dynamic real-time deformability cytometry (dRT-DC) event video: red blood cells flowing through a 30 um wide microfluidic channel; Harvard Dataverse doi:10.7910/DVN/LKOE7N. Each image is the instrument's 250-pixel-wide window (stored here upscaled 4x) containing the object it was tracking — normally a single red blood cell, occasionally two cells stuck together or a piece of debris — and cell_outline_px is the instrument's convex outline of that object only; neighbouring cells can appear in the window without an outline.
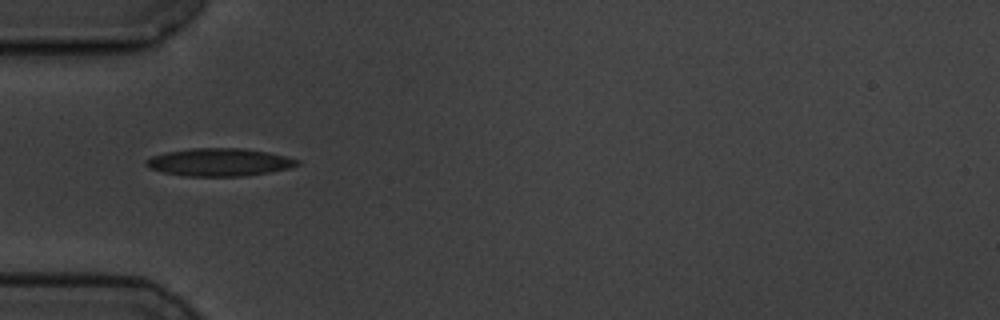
{"species": "common noctule bat (a hibernating species)", "species_latin": "Nyctalus noctula", "temperature_condition": "cold", "stored_images_in_passage": 9, "camera_frame_rate_fps": 3000, "um_per_image_px": 0.085, "animal": {"sex": "male", "body_mass_g": 19.5, "forearm_length_mm": 54.6}, "frame": {"image": 1, "passage_image": 4, "time_ms": 3.333, "image_size_px": [1000, 320], "cell_outline_px": [[300, 164], [288, 168], [268, 172], [244, 176], [184, 176], [164, 172], [152, 168], [144, 164], [144, 160], [152, 156], [164, 152], [192, 148], [244, 148], [268, 152], [300, 160]], "centroid_in_image_um": [18.62, 13.78], "position_along_channel_um": 66.4, "area_um2": 24.39}}
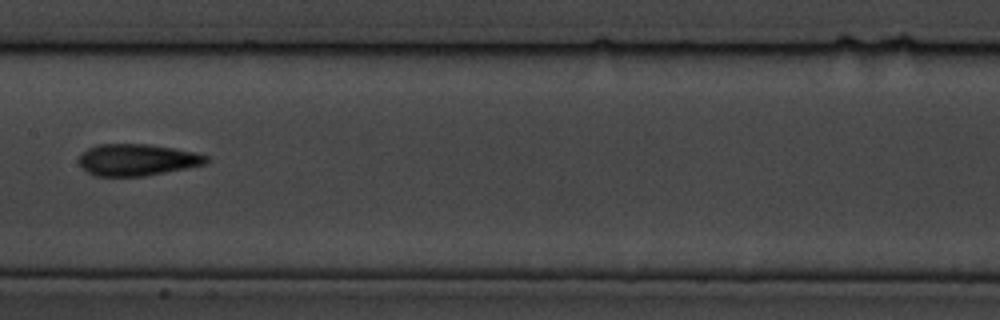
{"frame": {"image": 2, "passage_image": 7, "time_ms": 7.0, "image_size_px": [1000, 320], "cell_outline_px": [[208, 160], [204, 164], [144, 176], [96, 176], [88, 172], [80, 164], [80, 156], [88, 148], [96, 144], [148, 144], [172, 148], [192, 152], [208, 156]], "centroid_in_image_um": [11.62, 13.58], "position_along_channel_um": 195.8, "area_um2": 23.06}}
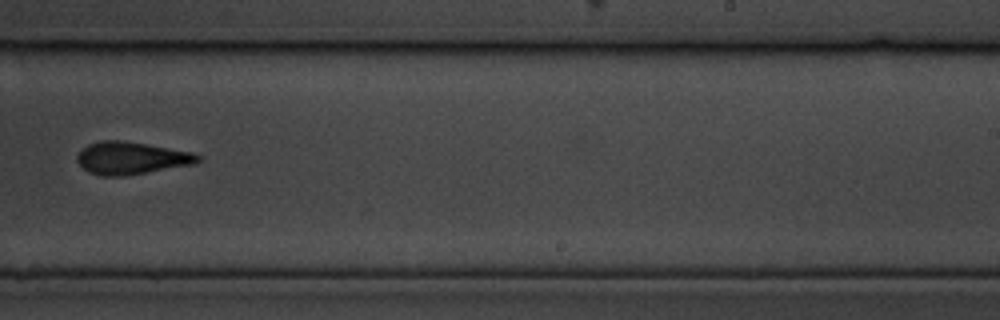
{"frame": {"image": 3, "passage_image": 9, "time_ms": 9.333, "image_size_px": [1000, 320], "cell_outline_px": [[200, 160], [196, 164], [124, 176], [100, 176], [88, 172], [76, 160], [76, 156], [88, 144], [100, 140], [120, 140], [192, 152], [200, 156]], "centroid_in_image_um": [11.15, 13.45], "position_along_channel_um": 277.9, "area_um2": 22.72}}